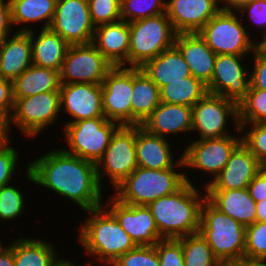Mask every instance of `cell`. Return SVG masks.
<instances>
[{
    "mask_svg": "<svg viewBox=\"0 0 266 266\" xmlns=\"http://www.w3.org/2000/svg\"><path fill=\"white\" fill-rule=\"evenodd\" d=\"M26 178L76 203L83 211L103 204L96 164L65 152L50 151L29 162Z\"/></svg>",
    "mask_w": 266,
    "mask_h": 266,
    "instance_id": "6da1fadb",
    "label": "cell"
},
{
    "mask_svg": "<svg viewBox=\"0 0 266 266\" xmlns=\"http://www.w3.org/2000/svg\"><path fill=\"white\" fill-rule=\"evenodd\" d=\"M198 187L186 182L174 194L152 201L147 207L164 239H177L199 233L201 207L206 199ZM203 197H202V196Z\"/></svg>",
    "mask_w": 266,
    "mask_h": 266,
    "instance_id": "7a4b0ae2",
    "label": "cell"
},
{
    "mask_svg": "<svg viewBox=\"0 0 266 266\" xmlns=\"http://www.w3.org/2000/svg\"><path fill=\"white\" fill-rule=\"evenodd\" d=\"M108 206L94 208L88 212L89 217L78 228L79 238L86 254L97 257L99 263L111 266L121 255L133 250L136 245L122 229ZM104 208V209H103Z\"/></svg>",
    "mask_w": 266,
    "mask_h": 266,
    "instance_id": "3957f363",
    "label": "cell"
},
{
    "mask_svg": "<svg viewBox=\"0 0 266 266\" xmlns=\"http://www.w3.org/2000/svg\"><path fill=\"white\" fill-rule=\"evenodd\" d=\"M176 171L175 168L137 167L115 188L113 196L124 204L147 206L158 198L174 194L186 182L192 184L188 174Z\"/></svg>",
    "mask_w": 266,
    "mask_h": 266,
    "instance_id": "277c9868",
    "label": "cell"
},
{
    "mask_svg": "<svg viewBox=\"0 0 266 266\" xmlns=\"http://www.w3.org/2000/svg\"><path fill=\"white\" fill-rule=\"evenodd\" d=\"M199 233L218 260H244L246 226L217 209L207 198L201 207Z\"/></svg>",
    "mask_w": 266,
    "mask_h": 266,
    "instance_id": "5b68a950",
    "label": "cell"
},
{
    "mask_svg": "<svg viewBox=\"0 0 266 266\" xmlns=\"http://www.w3.org/2000/svg\"><path fill=\"white\" fill-rule=\"evenodd\" d=\"M129 67H141L175 44V32L167 13L129 22Z\"/></svg>",
    "mask_w": 266,
    "mask_h": 266,
    "instance_id": "8992f818",
    "label": "cell"
},
{
    "mask_svg": "<svg viewBox=\"0 0 266 266\" xmlns=\"http://www.w3.org/2000/svg\"><path fill=\"white\" fill-rule=\"evenodd\" d=\"M121 125L105 117L85 119L63 126L69 154L95 164L102 158L112 135Z\"/></svg>",
    "mask_w": 266,
    "mask_h": 266,
    "instance_id": "52a82bcc",
    "label": "cell"
},
{
    "mask_svg": "<svg viewBox=\"0 0 266 266\" xmlns=\"http://www.w3.org/2000/svg\"><path fill=\"white\" fill-rule=\"evenodd\" d=\"M236 13L222 8L198 32L217 55L254 53V40Z\"/></svg>",
    "mask_w": 266,
    "mask_h": 266,
    "instance_id": "ba28073f",
    "label": "cell"
},
{
    "mask_svg": "<svg viewBox=\"0 0 266 266\" xmlns=\"http://www.w3.org/2000/svg\"><path fill=\"white\" fill-rule=\"evenodd\" d=\"M229 118L233 119L235 130L241 133L238 104L224 96L207 93L192 107V132H198L199 139L234 135L227 132Z\"/></svg>",
    "mask_w": 266,
    "mask_h": 266,
    "instance_id": "9c48e42d",
    "label": "cell"
},
{
    "mask_svg": "<svg viewBox=\"0 0 266 266\" xmlns=\"http://www.w3.org/2000/svg\"><path fill=\"white\" fill-rule=\"evenodd\" d=\"M137 167L135 125H121L112 135L104 155L96 164L99 184L102 187L101 179L107 174L115 189Z\"/></svg>",
    "mask_w": 266,
    "mask_h": 266,
    "instance_id": "30bf717a",
    "label": "cell"
},
{
    "mask_svg": "<svg viewBox=\"0 0 266 266\" xmlns=\"http://www.w3.org/2000/svg\"><path fill=\"white\" fill-rule=\"evenodd\" d=\"M60 111V91L18 98L9 117V129L11 131L10 126L15 124L25 136H38L49 124L56 123Z\"/></svg>",
    "mask_w": 266,
    "mask_h": 266,
    "instance_id": "8fae6325",
    "label": "cell"
},
{
    "mask_svg": "<svg viewBox=\"0 0 266 266\" xmlns=\"http://www.w3.org/2000/svg\"><path fill=\"white\" fill-rule=\"evenodd\" d=\"M242 142V137L225 136L213 139H198L187 144L182 153L184 168H193L210 174L211 181H207L203 189L209 185L224 169L231 153Z\"/></svg>",
    "mask_w": 266,
    "mask_h": 266,
    "instance_id": "7c38bea8",
    "label": "cell"
},
{
    "mask_svg": "<svg viewBox=\"0 0 266 266\" xmlns=\"http://www.w3.org/2000/svg\"><path fill=\"white\" fill-rule=\"evenodd\" d=\"M113 67L93 43L70 45L60 70L61 84L100 85Z\"/></svg>",
    "mask_w": 266,
    "mask_h": 266,
    "instance_id": "4fadbf2b",
    "label": "cell"
},
{
    "mask_svg": "<svg viewBox=\"0 0 266 266\" xmlns=\"http://www.w3.org/2000/svg\"><path fill=\"white\" fill-rule=\"evenodd\" d=\"M49 29L59 34L69 45L93 42V25L88 0H57Z\"/></svg>",
    "mask_w": 266,
    "mask_h": 266,
    "instance_id": "5bb4252c",
    "label": "cell"
},
{
    "mask_svg": "<svg viewBox=\"0 0 266 266\" xmlns=\"http://www.w3.org/2000/svg\"><path fill=\"white\" fill-rule=\"evenodd\" d=\"M101 86L104 117L120 125H131L133 67L114 66Z\"/></svg>",
    "mask_w": 266,
    "mask_h": 266,
    "instance_id": "9a60e30c",
    "label": "cell"
},
{
    "mask_svg": "<svg viewBox=\"0 0 266 266\" xmlns=\"http://www.w3.org/2000/svg\"><path fill=\"white\" fill-rule=\"evenodd\" d=\"M244 56L247 55L219 54L216 56L211 81L206 85L208 93L224 96L237 104L246 97L250 87V72L246 66H242Z\"/></svg>",
    "mask_w": 266,
    "mask_h": 266,
    "instance_id": "2e32d148",
    "label": "cell"
},
{
    "mask_svg": "<svg viewBox=\"0 0 266 266\" xmlns=\"http://www.w3.org/2000/svg\"><path fill=\"white\" fill-rule=\"evenodd\" d=\"M107 208L117 219L122 229L130 236L136 246H155L164 239L160 234L154 217L147 206L129 205L114 196L107 199Z\"/></svg>",
    "mask_w": 266,
    "mask_h": 266,
    "instance_id": "e0dca14e",
    "label": "cell"
},
{
    "mask_svg": "<svg viewBox=\"0 0 266 266\" xmlns=\"http://www.w3.org/2000/svg\"><path fill=\"white\" fill-rule=\"evenodd\" d=\"M60 105L61 111L65 110L74 119L65 124L104 117L102 86L92 83L61 84Z\"/></svg>",
    "mask_w": 266,
    "mask_h": 266,
    "instance_id": "ac0fdd59",
    "label": "cell"
},
{
    "mask_svg": "<svg viewBox=\"0 0 266 266\" xmlns=\"http://www.w3.org/2000/svg\"><path fill=\"white\" fill-rule=\"evenodd\" d=\"M166 13L177 34L198 33L221 9L218 0H166Z\"/></svg>",
    "mask_w": 266,
    "mask_h": 266,
    "instance_id": "d6986e66",
    "label": "cell"
},
{
    "mask_svg": "<svg viewBox=\"0 0 266 266\" xmlns=\"http://www.w3.org/2000/svg\"><path fill=\"white\" fill-rule=\"evenodd\" d=\"M262 169V164L241 142L231 153L229 161L205 190H232L247 188Z\"/></svg>",
    "mask_w": 266,
    "mask_h": 266,
    "instance_id": "ffe728a7",
    "label": "cell"
},
{
    "mask_svg": "<svg viewBox=\"0 0 266 266\" xmlns=\"http://www.w3.org/2000/svg\"><path fill=\"white\" fill-rule=\"evenodd\" d=\"M168 138L149 133L141 125H135V146L138 167L148 169L183 168L182 155L175 160ZM177 161V162H176Z\"/></svg>",
    "mask_w": 266,
    "mask_h": 266,
    "instance_id": "44dd1931",
    "label": "cell"
},
{
    "mask_svg": "<svg viewBox=\"0 0 266 266\" xmlns=\"http://www.w3.org/2000/svg\"><path fill=\"white\" fill-rule=\"evenodd\" d=\"M174 46L189 65L193 77L207 85L212 78L217 54L207 45L199 33H179Z\"/></svg>",
    "mask_w": 266,
    "mask_h": 266,
    "instance_id": "7402d4cb",
    "label": "cell"
},
{
    "mask_svg": "<svg viewBox=\"0 0 266 266\" xmlns=\"http://www.w3.org/2000/svg\"><path fill=\"white\" fill-rule=\"evenodd\" d=\"M92 43L113 66L128 67L130 45L128 22L120 20L95 27Z\"/></svg>",
    "mask_w": 266,
    "mask_h": 266,
    "instance_id": "603a6c76",
    "label": "cell"
},
{
    "mask_svg": "<svg viewBox=\"0 0 266 266\" xmlns=\"http://www.w3.org/2000/svg\"><path fill=\"white\" fill-rule=\"evenodd\" d=\"M32 64L29 32L17 30L0 42V78L14 81Z\"/></svg>",
    "mask_w": 266,
    "mask_h": 266,
    "instance_id": "cb8c5ba5",
    "label": "cell"
},
{
    "mask_svg": "<svg viewBox=\"0 0 266 266\" xmlns=\"http://www.w3.org/2000/svg\"><path fill=\"white\" fill-rule=\"evenodd\" d=\"M149 133L167 138L169 134L192 131V107L160 102L141 125Z\"/></svg>",
    "mask_w": 266,
    "mask_h": 266,
    "instance_id": "d4e9b609",
    "label": "cell"
},
{
    "mask_svg": "<svg viewBox=\"0 0 266 266\" xmlns=\"http://www.w3.org/2000/svg\"><path fill=\"white\" fill-rule=\"evenodd\" d=\"M38 36L32 28L20 27L19 32H29L33 65L60 71L69 44L57 33L40 29Z\"/></svg>",
    "mask_w": 266,
    "mask_h": 266,
    "instance_id": "484cf974",
    "label": "cell"
},
{
    "mask_svg": "<svg viewBox=\"0 0 266 266\" xmlns=\"http://www.w3.org/2000/svg\"><path fill=\"white\" fill-rule=\"evenodd\" d=\"M206 198L224 214L244 226L256 222V202L247 188L232 190H205Z\"/></svg>",
    "mask_w": 266,
    "mask_h": 266,
    "instance_id": "4316f807",
    "label": "cell"
},
{
    "mask_svg": "<svg viewBox=\"0 0 266 266\" xmlns=\"http://www.w3.org/2000/svg\"><path fill=\"white\" fill-rule=\"evenodd\" d=\"M140 69L160 88L171 82L192 76L181 52L173 46L146 61Z\"/></svg>",
    "mask_w": 266,
    "mask_h": 266,
    "instance_id": "83f0119b",
    "label": "cell"
},
{
    "mask_svg": "<svg viewBox=\"0 0 266 266\" xmlns=\"http://www.w3.org/2000/svg\"><path fill=\"white\" fill-rule=\"evenodd\" d=\"M161 102L160 88L140 69L133 67L131 125H142Z\"/></svg>",
    "mask_w": 266,
    "mask_h": 266,
    "instance_id": "f1b7e54d",
    "label": "cell"
},
{
    "mask_svg": "<svg viewBox=\"0 0 266 266\" xmlns=\"http://www.w3.org/2000/svg\"><path fill=\"white\" fill-rule=\"evenodd\" d=\"M60 88V71L32 64L13 81V98L15 101L39 93L60 91Z\"/></svg>",
    "mask_w": 266,
    "mask_h": 266,
    "instance_id": "f546056e",
    "label": "cell"
},
{
    "mask_svg": "<svg viewBox=\"0 0 266 266\" xmlns=\"http://www.w3.org/2000/svg\"><path fill=\"white\" fill-rule=\"evenodd\" d=\"M13 253L15 266H56L61 261L55 246L39 238H18Z\"/></svg>",
    "mask_w": 266,
    "mask_h": 266,
    "instance_id": "4dcf8cb0",
    "label": "cell"
},
{
    "mask_svg": "<svg viewBox=\"0 0 266 266\" xmlns=\"http://www.w3.org/2000/svg\"><path fill=\"white\" fill-rule=\"evenodd\" d=\"M57 0H10L12 24L43 22L48 29L56 10Z\"/></svg>",
    "mask_w": 266,
    "mask_h": 266,
    "instance_id": "1f68e13d",
    "label": "cell"
},
{
    "mask_svg": "<svg viewBox=\"0 0 266 266\" xmlns=\"http://www.w3.org/2000/svg\"><path fill=\"white\" fill-rule=\"evenodd\" d=\"M207 93V86L193 76L160 87L161 102L189 107H193Z\"/></svg>",
    "mask_w": 266,
    "mask_h": 266,
    "instance_id": "d6a6232c",
    "label": "cell"
},
{
    "mask_svg": "<svg viewBox=\"0 0 266 266\" xmlns=\"http://www.w3.org/2000/svg\"><path fill=\"white\" fill-rule=\"evenodd\" d=\"M240 131L253 123H266V90L249 88L238 104Z\"/></svg>",
    "mask_w": 266,
    "mask_h": 266,
    "instance_id": "836d02e7",
    "label": "cell"
},
{
    "mask_svg": "<svg viewBox=\"0 0 266 266\" xmlns=\"http://www.w3.org/2000/svg\"><path fill=\"white\" fill-rule=\"evenodd\" d=\"M177 239L182 245L185 266H214L218 260L200 233Z\"/></svg>",
    "mask_w": 266,
    "mask_h": 266,
    "instance_id": "e575fe53",
    "label": "cell"
},
{
    "mask_svg": "<svg viewBox=\"0 0 266 266\" xmlns=\"http://www.w3.org/2000/svg\"><path fill=\"white\" fill-rule=\"evenodd\" d=\"M165 0H121V18L126 22H134L166 13Z\"/></svg>",
    "mask_w": 266,
    "mask_h": 266,
    "instance_id": "d590c367",
    "label": "cell"
},
{
    "mask_svg": "<svg viewBox=\"0 0 266 266\" xmlns=\"http://www.w3.org/2000/svg\"><path fill=\"white\" fill-rule=\"evenodd\" d=\"M22 191L11 184L0 188V221H10L22 215L26 204Z\"/></svg>",
    "mask_w": 266,
    "mask_h": 266,
    "instance_id": "8d00e7d4",
    "label": "cell"
},
{
    "mask_svg": "<svg viewBox=\"0 0 266 266\" xmlns=\"http://www.w3.org/2000/svg\"><path fill=\"white\" fill-rule=\"evenodd\" d=\"M266 259V222L246 226L244 260Z\"/></svg>",
    "mask_w": 266,
    "mask_h": 266,
    "instance_id": "74e56055",
    "label": "cell"
},
{
    "mask_svg": "<svg viewBox=\"0 0 266 266\" xmlns=\"http://www.w3.org/2000/svg\"><path fill=\"white\" fill-rule=\"evenodd\" d=\"M88 4L95 27L122 20L121 0H88Z\"/></svg>",
    "mask_w": 266,
    "mask_h": 266,
    "instance_id": "f35d334b",
    "label": "cell"
},
{
    "mask_svg": "<svg viewBox=\"0 0 266 266\" xmlns=\"http://www.w3.org/2000/svg\"><path fill=\"white\" fill-rule=\"evenodd\" d=\"M111 266H160V259L155 246H136Z\"/></svg>",
    "mask_w": 266,
    "mask_h": 266,
    "instance_id": "ab89813d",
    "label": "cell"
},
{
    "mask_svg": "<svg viewBox=\"0 0 266 266\" xmlns=\"http://www.w3.org/2000/svg\"><path fill=\"white\" fill-rule=\"evenodd\" d=\"M250 131L242 135V143L263 165L266 162V123L249 124Z\"/></svg>",
    "mask_w": 266,
    "mask_h": 266,
    "instance_id": "60d3db41",
    "label": "cell"
},
{
    "mask_svg": "<svg viewBox=\"0 0 266 266\" xmlns=\"http://www.w3.org/2000/svg\"><path fill=\"white\" fill-rule=\"evenodd\" d=\"M160 266H185L183 249L178 239H162L155 245Z\"/></svg>",
    "mask_w": 266,
    "mask_h": 266,
    "instance_id": "b9f144b4",
    "label": "cell"
},
{
    "mask_svg": "<svg viewBox=\"0 0 266 266\" xmlns=\"http://www.w3.org/2000/svg\"><path fill=\"white\" fill-rule=\"evenodd\" d=\"M9 142H0V188L11 183L19 161L17 149Z\"/></svg>",
    "mask_w": 266,
    "mask_h": 266,
    "instance_id": "7bdbcfd3",
    "label": "cell"
},
{
    "mask_svg": "<svg viewBox=\"0 0 266 266\" xmlns=\"http://www.w3.org/2000/svg\"><path fill=\"white\" fill-rule=\"evenodd\" d=\"M237 12L248 13L250 22L259 27H263L262 31H266V0H249L240 4L236 9Z\"/></svg>",
    "mask_w": 266,
    "mask_h": 266,
    "instance_id": "ee69618b",
    "label": "cell"
},
{
    "mask_svg": "<svg viewBox=\"0 0 266 266\" xmlns=\"http://www.w3.org/2000/svg\"><path fill=\"white\" fill-rule=\"evenodd\" d=\"M254 55L253 70L249 71V88H258L266 90V56L259 54Z\"/></svg>",
    "mask_w": 266,
    "mask_h": 266,
    "instance_id": "f6af8a7d",
    "label": "cell"
},
{
    "mask_svg": "<svg viewBox=\"0 0 266 266\" xmlns=\"http://www.w3.org/2000/svg\"><path fill=\"white\" fill-rule=\"evenodd\" d=\"M13 108V81L0 78V110L9 118Z\"/></svg>",
    "mask_w": 266,
    "mask_h": 266,
    "instance_id": "bcb514c9",
    "label": "cell"
},
{
    "mask_svg": "<svg viewBox=\"0 0 266 266\" xmlns=\"http://www.w3.org/2000/svg\"><path fill=\"white\" fill-rule=\"evenodd\" d=\"M255 202L266 200V172L261 169L247 187Z\"/></svg>",
    "mask_w": 266,
    "mask_h": 266,
    "instance_id": "7dc6e473",
    "label": "cell"
},
{
    "mask_svg": "<svg viewBox=\"0 0 266 266\" xmlns=\"http://www.w3.org/2000/svg\"><path fill=\"white\" fill-rule=\"evenodd\" d=\"M12 26L10 0H0V42L12 33Z\"/></svg>",
    "mask_w": 266,
    "mask_h": 266,
    "instance_id": "c3c4849f",
    "label": "cell"
},
{
    "mask_svg": "<svg viewBox=\"0 0 266 266\" xmlns=\"http://www.w3.org/2000/svg\"><path fill=\"white\" fill-rule=\"evenodd\" d=\"M2 245L3 244L0 243V266H15L13 242L7 247Z\"/></svg>",
    "mask_w": 266,
    "mask_h": 266,
    "instance_id": "681fc988",
    "label": "cell"
},
{
    "mask_svg": "<svg viewBox=\"0 0 266 266\" xmlns=\"http://www.w3.org/2000/svg\"><path fill=\"white\" fill-rule=\"evenodd\" d=\"M9 118L0 110V142L10 140Z\"/></svg>",
    "mask_w": 266,
    "mask_h": 266,
    "instance_id": "f907efd6",
    "label": "cell"
},
{
    "mask_svg": "<svg viewBox=\"0 0 266 266\" xmlns=\"http://www.w3.org/2000/svg\"><path fill=\"white\" fill-rule=\"evenodd\" d=\"M256 222H266V200L256 202Z\"/></svg>",
    "mask_w": 266,
    "mask_h": 266,
    "instance_id": "816d5d0a",
    "label": "cell"
},
{
    "mask_svg": "<svg viewBox=\"0 0 266 266\" xmlns=\"http://www.w3.org/2000/svg\"><path fill=\"white\" fill-rule=\"evenodd\" d=\"M214 266H245L243 259L217 260Z\"/></svg>",
    "mask_w": 266,
    "mask_h": 266,
    "instance_id": "f5cc1de1",
    "label": "cell"
},
{
    "mask_svg": "<svg viewBox=\"0 0 266 266\" xmlns=\"http://www.w3.org/2000/svg\"><path fill=\"white\" fill-rule=\"evenodd\" d=\"M261 37L263 40H261L258 43H254L253 54H259V55L266 56V31L263 32V35Z\"/></svg>",
    "mask_w": 266,
    "mask_h": 266,
    "instance_id": "db71d44e",
    "label": "cell"
},
{
    "mask_svg": "<svg viewBox=\"0 0 266 266\" xmlns=\"http://www.w3.org/2000/svg\"><path fill=\"white\" fill-rule=\"evenodd\" d=\"M222 1L224 6H222L223 9H236L240 4L249 1V0H218Z\"/></svg>",
    "mask_w": 266,
    "mask_h": 266,
    "instance_id": "11a10c76",
    "label": "cell"
},
{
    "mask_svg": "<svg viewBox=\"0 0 266 266\" xmlns=\"http://www.w3.org/2000/svg\"><path fill=\"white\" fill-rule=\"evenodd\" d=\"M245 266H266V259H252L246 260Z\"/></svg>",
    "mask_w": 266,
    "mask_h": 266,
    "instance_id": "9f6ffc18",
    "label": "cell"
},
{
    "mask_svg": "<svg viewBox=\"0 0 266 266\" xmlns=\"http://www.w3.org/2000/svg\"><path fill=\"white\" fill-rule=\"evenodd\" d=\"M75 262H72L71 260H64L63 258L61 259V261L56 265V266H78L75 265Z\"/></svg>",
    "mask_w": 266,
    "mask_h": 266,
    "instance_id": "6f0895ef",
    "label": "cell"
},
{
    "mask_svg": "<svg viewBox=\"0 0 266 266\" xmlns=\"http://www.w3.org/2000/svg\"><path fill=\"white\" fill-rule=\"evenodd\" d=\"M262 169L266 172V162L262 165Z\"/></svg>",
    "mask_w": 266,
    "mask_h": 266,
    "instance_id": "680465c9",
    "label": "cell"
}]
</instances>
